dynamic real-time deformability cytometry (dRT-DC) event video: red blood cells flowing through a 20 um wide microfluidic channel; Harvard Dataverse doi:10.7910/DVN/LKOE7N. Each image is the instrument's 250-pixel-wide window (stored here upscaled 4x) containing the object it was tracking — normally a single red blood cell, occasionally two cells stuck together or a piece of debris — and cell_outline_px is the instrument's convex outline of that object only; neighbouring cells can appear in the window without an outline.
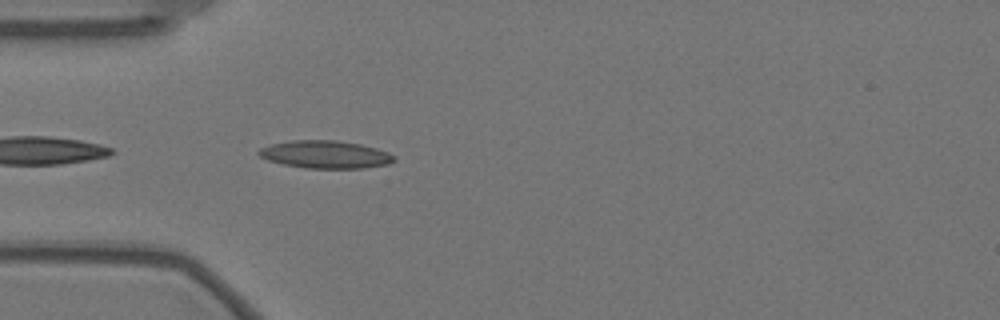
{"species": "Egyptian fruit bat (a non-hibernating species)", "species_latin": "Rousettus aegyptiacus", "temperature_condition": "warm", "stored_images_in_passage": 42, "camera_frame_rate_fps": 3000, "um_per_image_px": 0.085, "animal": {"sex": "female"}, "frame": {"image": 1, "passage_image": 2, "time_ms": 0.333, "image_size_px": [1000, 320], "cell_outline_px": [[396, 160], [388, 164], [364, 168], [304, 168], [284, 164], [268, 160], [260, 156], [256, 152], [260, 148], [272, 144], [292, 140], [336, 140], [360, 144], [376, 148], [388, 152], [396, 156]], "centroid_in_image_um": [27.67, 13.13], "position_along_channel_um": 57.3, "area_um2": 21.85}}
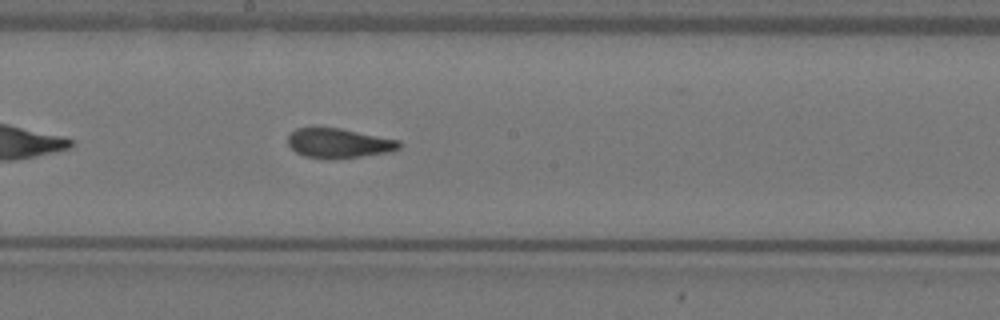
{"frame": {"image": 2, "passage_image": 16, "time_ms": 5.0, "image_size_px": [1000, 320], "cell_outline_px": [[404, 144], [400, 148], [388, 152], [336, 160], [304, 156], [296, 152], [288, 144], [288, 136], [296, 128], [340, 128], [400, 140]], "centroid_in_image_um": [28.83, 12.18], "position_along_channel_um": 219.4, "area_um2": 19.31}}
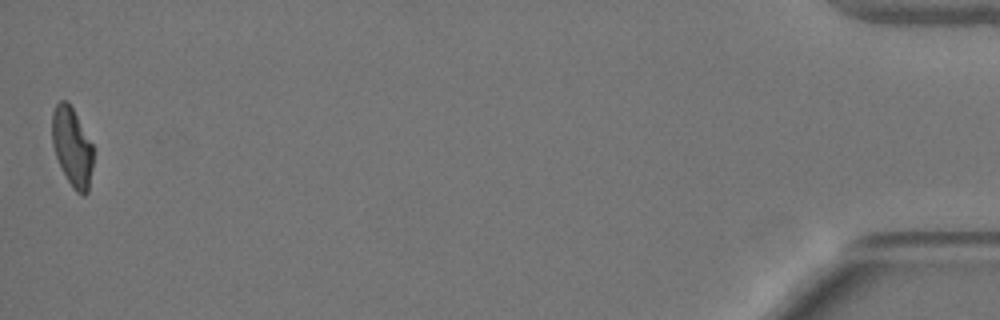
{"frame": {"image": 3, "passage_image": 42, "time_ms": 13.667, "image_size_px": [1000, 320], "cell_outline_px": [[92, 168], [88, 192], [84, 196], [80, 196], [76, 192], [68, 180], [56, 156], [52, 144], [52, 112], [56, 104], [60, 100], [68, 100], [92, 144]], "centroid_in_image_um": [6.12, 12.48], "position_along_channel_um": 429.1, "area_um2": 18.73}, "authors_computed_cell_mechanics": {"area_um2": 19.6231, "velocity_mm_per_s": 3.5312, "shape_relaxation_time_tau1_ms": 9.1026, "shape_relaxation_time_tau2_ms": 1.4797, "deformation_change_tau1": 0.222, "deformation_change_tau2": 0.0875}}